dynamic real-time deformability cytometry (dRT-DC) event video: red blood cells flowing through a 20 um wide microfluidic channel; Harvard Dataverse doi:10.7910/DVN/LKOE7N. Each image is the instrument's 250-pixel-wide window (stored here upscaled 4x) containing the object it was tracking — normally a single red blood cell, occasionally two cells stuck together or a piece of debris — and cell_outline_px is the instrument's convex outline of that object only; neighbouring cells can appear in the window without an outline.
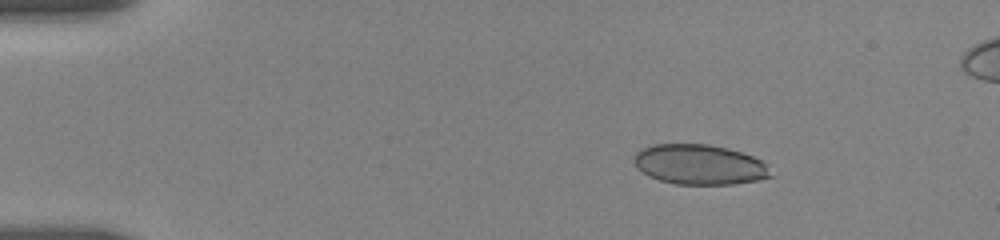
{"species": "human", "species_latin": "Homo sapiens", "temperature_condition": "room temperature", "stored_images_in_passage": 21, "camera_frame_rate_fps": 3000, "um_per_image_px": 0.085, "donor": {"sex": "female"}, "frame": {"image": 1, "passage_image": 1, "time_ms": 0.0, "image_size_px": [1000, 240], "cell_outline_px": [[776, 176], [756, 180], [732, 184], [676, 184], [660, 180], [648, 176], [636, 168], [632, 160], [632, 156], [636, 152], [652, 144], [708, 144], [728, 148], [752, 156], [768, 164]], "centroid_in_image_um": [59.46, 13.99], "position_along_channel_um": 25.5, "area_um2": 32.25}}
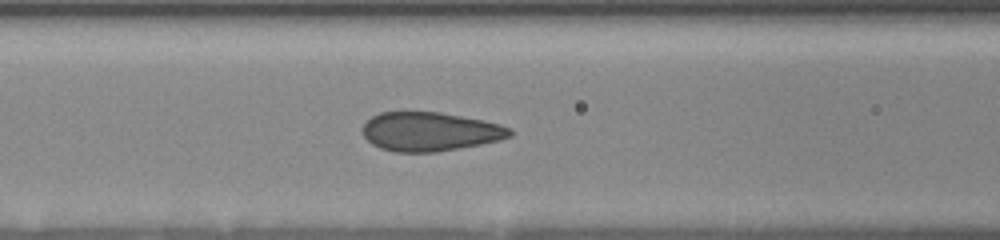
{"frame": {"image": 2, "passage_image": 13, "time_ms": 5.0, "image_size_px": [1000, 240], "cell_outline_px": [[512, 136], [500, 140], [460, 148], [436, 152], [396, 152], [380, 148], [372, 144], [364, 136], [364, 124], [372, 116], [380, 112], [440, 112], [484, 120], [500, 124], [512, 128]], "centroid_in_image_um": [36.58, 11.19], "position_along_channel_um": 130.0, "area_um2": 33.41}}
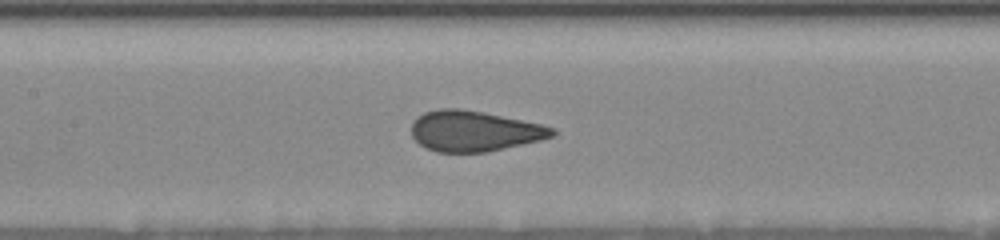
{"frame": {"image": 3, "passage_image": 17, "time_ms": 6.0, "image_size_px": [1000, 240], "cell_outline_px": [[556, 136], [540, 140], [488, 152], [436, 152], [424, 148], [412, 136], [412, 124], [424, 112], [440, 108], [460, 108], [484, 112], [540, 124], [556, 128]], "centroid_in_image_um": [40.32, 11.14], "position_along_channel_um": 167.1, "area_um2": 33.29}}